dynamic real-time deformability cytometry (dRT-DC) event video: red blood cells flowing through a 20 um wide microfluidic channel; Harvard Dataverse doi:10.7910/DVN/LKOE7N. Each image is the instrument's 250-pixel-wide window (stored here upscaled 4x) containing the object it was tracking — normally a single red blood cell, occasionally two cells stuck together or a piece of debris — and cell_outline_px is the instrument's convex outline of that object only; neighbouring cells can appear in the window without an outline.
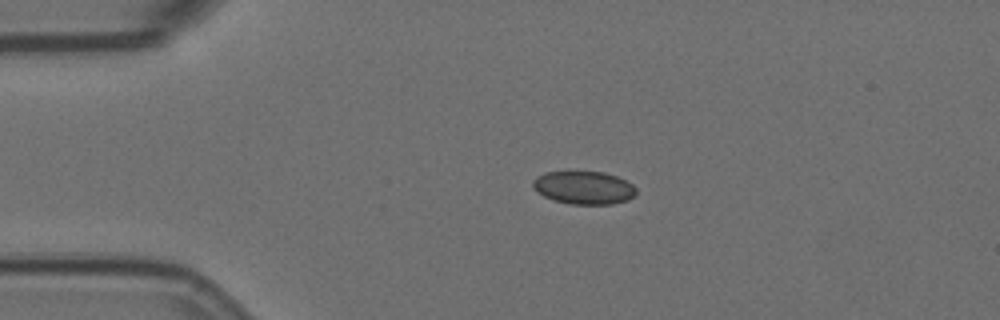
{"species": "Egyptian fruit bat (a non-hibernating species)", "species_latin": "Rousettus aegyptiacus", "temperature_condition": "room temperature", "stored_images_in_passage": 41, "camera_frame_rate_fps": 3000, "um_per_image_px": 0.085, "animal": {"sex": "female"}, "frame": {"image": 1, "passage_image": 1, "time_ms": 0.0, "image_size_px": [1000, 320], "cell_outline_px": [[636, 192], [628, 200], [612, 204], [572, 204], [552, 200], [536, 192], [532, 188], [532, 180], [536, 176], [544, 172], [568, 168], [604, 172], [616, 176], [632, 184], [636, 188]], "centroid_in_image_um": [49.54, 15.89], "position_along_channel_um": 35.5, "area_um2": 20.81}}
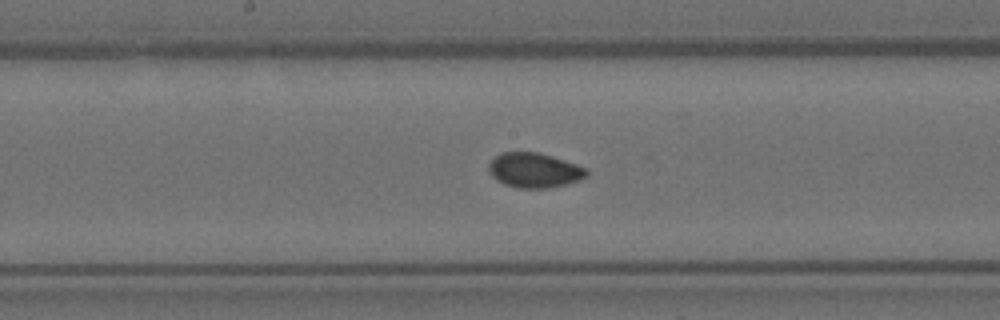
{"frame": {"image": 2, "passage_image": 18, "time_ms": 5.667, "image_size_px": [1000, 320], "cell_outline_px": [[588, 176], [580, 180], [548, 188], [516, 188], [504, 184], [496, 180], [488, 172], [488, 164], [500, 152], [540, 152], [588, 168]], "centroid_in_image_um": [45.41, 14.47], "position_along_channel_um": 202.8, "area_um2": 20.0}}
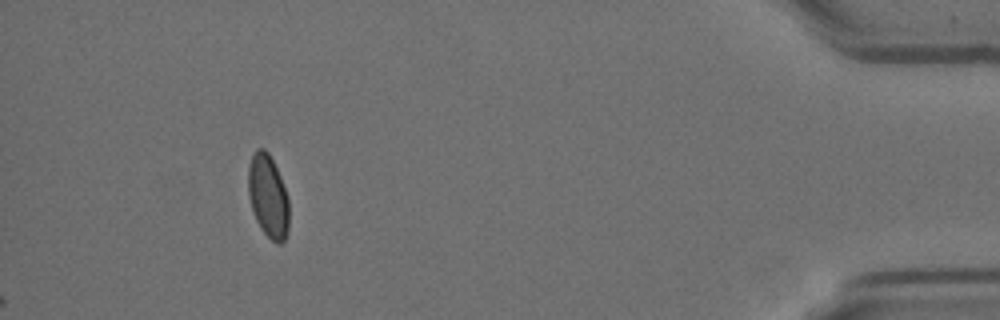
{"frame": {"image": 3, "passage_image": 41, "time_ms": 13.333, "image_size_px": [1000, 320], "cell_outline_px": [[288, 232], [284, 240], [280, 244], [276, 244], [260, 228], [256, 220], [248, 196], [248, 168], [252, 156], [256, 148], [264, 148], [268, 152], [280, 176], [288, 196]], "centroid_in_image_um": [22.78, 16.68], "position_along_channel_um": 412.4, "area_um2": 19.71}, "authors_computed_cell_mechanics": {"area_um2": 19.7098, "velocity_mm_per_s": 3.5703, "shape_relaxation_time_tau1_ms": null, "shape_relaxation_time_tau2_ms": 0.6227, "deformation_change_tau1": null, "deformation_change_tau2": 0.0359}}